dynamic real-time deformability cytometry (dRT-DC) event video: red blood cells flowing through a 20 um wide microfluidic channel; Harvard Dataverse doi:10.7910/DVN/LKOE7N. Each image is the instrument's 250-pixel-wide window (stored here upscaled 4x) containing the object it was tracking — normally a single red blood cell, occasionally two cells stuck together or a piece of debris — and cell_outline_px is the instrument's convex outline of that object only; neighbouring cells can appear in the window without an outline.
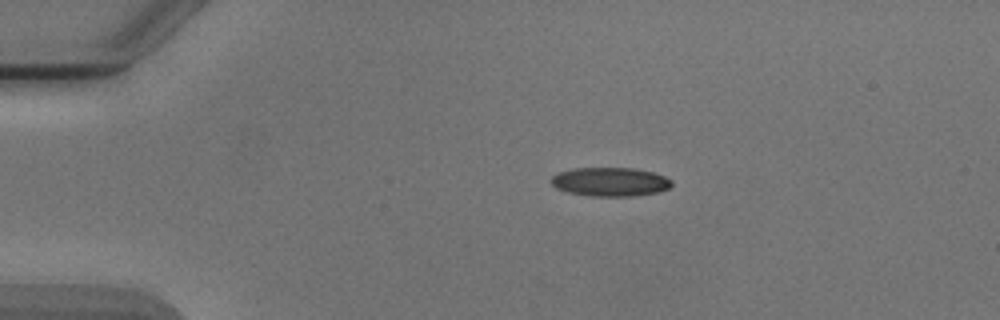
{"species": "Egyptian fruit bat (a non-hibernating species)", "species_latin": "Rousettus aegyptiacus", "temperature_condition": "cold", "stored_images_in_passage": 3, "camera_frame_rate_fps": 3000, "um_per_image_px": 0.085, "animal": {"sex": "male"}, "frame": {"image": 1, "passage_image": 1, "time_ms": 0.0, "image_size_px": [1000, 320], "cell_outline_px": [[672, 184], [668, 188], [660, 192], [632, 196], [588, 196], [568, 192], [556, 188], [552, 184], [552, 176], [560, 172], [572, 168], [632, 168], [652, 172], [664, 176], [672, 180]], "centroid_in_image_um": [51.87, 15.46], "position_along_channel_um": 33.1, "area_um2": 20.23}}
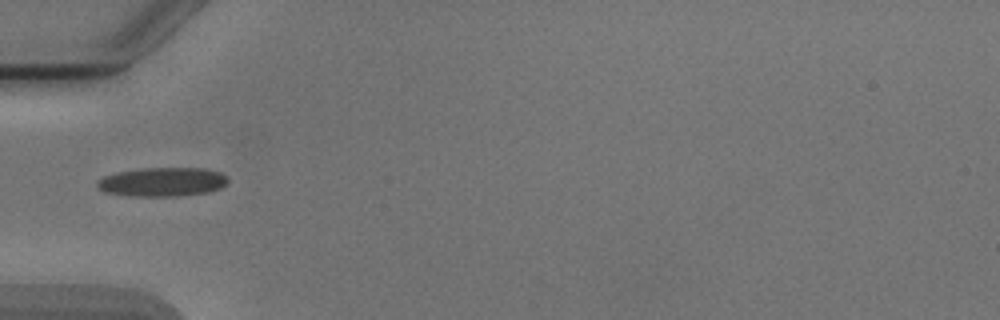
{"frame": {"image": 2, "passage_image": 3, "time_ms": 2.333, "image_size_px": [1000, 320], "cell_outline_px": [[228, 184], [220, 188], [208, 192], [176, 196], [128, 196], [104, 192], [96, 188], [96, 180], [104, 176], [116, 172], [144, 168], [208, 168], [220, 172], [228, 180]], "centroid_in_image_um": [13.77, 15.46], "position_along_channel_um": 71.2, "area_um2": 22.31}}